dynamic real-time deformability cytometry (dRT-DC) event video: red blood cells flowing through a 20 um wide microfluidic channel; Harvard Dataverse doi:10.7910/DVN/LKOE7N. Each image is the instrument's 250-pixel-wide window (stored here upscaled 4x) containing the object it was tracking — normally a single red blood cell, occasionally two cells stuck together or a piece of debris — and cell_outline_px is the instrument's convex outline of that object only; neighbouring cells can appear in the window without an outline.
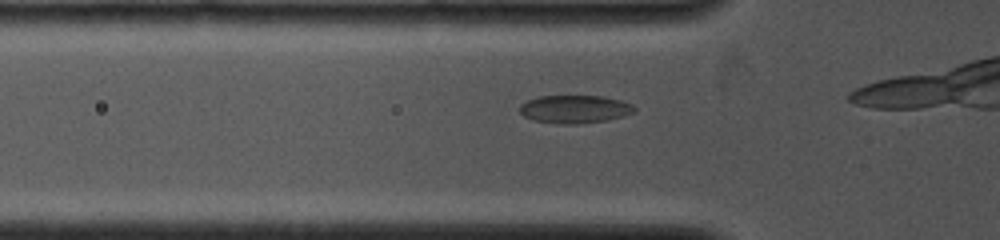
{"species": "common noctule bat (a hibernating species)", "species_latin": "Nyctalus noctula", "temperature_condition": "cold", "stored_images_in_passage": 9, "camera_frame_rate_fps": 4000, "um_per_image_px": 0.085, "animal": {"sex": "female", "body_mass_g": 19.0, "forearm_length_mm": 53.3}, "frame": {"image": 1, "passage_image": 4, "time_ms": 1.0, "image_size_px": [1000, 240], "cell_outline_px": [[636, 112], [624, 116], [608, 120], [576, 124], [560, 124], [532, 120], [524, 116], [520, 112], [520, 104], [528, 100], [540, 96], [600, 96], [620, 100], [632, 104], [636, 108]], "centroid_in_image_um": [48.87, 9.28], "position_along_channel_um": 76.9, "area_um2": 18.79}}
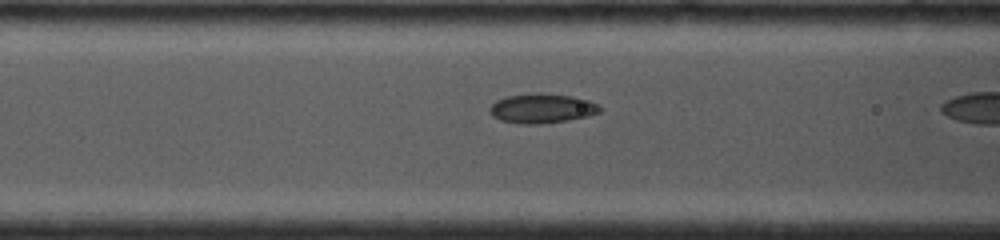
{"frame": {"image": 2, "passage_image": 8, "time_ms": 2.0, "image_size_px": [1000, 240], "cell_outline_px": [[600, 112], [588, 116], [568, 120], [540, 124], [524, 124], [500, 120], [492, 116], [488, 108], [496, 100], [508, 96], [536, 92], [540, 92], [572, 96], [588, 100], [600, 104]], "centroid_in_image_um": [46.06, 9.2], "position_along_channel_um": 120.5, "area_um2": 19.07}}